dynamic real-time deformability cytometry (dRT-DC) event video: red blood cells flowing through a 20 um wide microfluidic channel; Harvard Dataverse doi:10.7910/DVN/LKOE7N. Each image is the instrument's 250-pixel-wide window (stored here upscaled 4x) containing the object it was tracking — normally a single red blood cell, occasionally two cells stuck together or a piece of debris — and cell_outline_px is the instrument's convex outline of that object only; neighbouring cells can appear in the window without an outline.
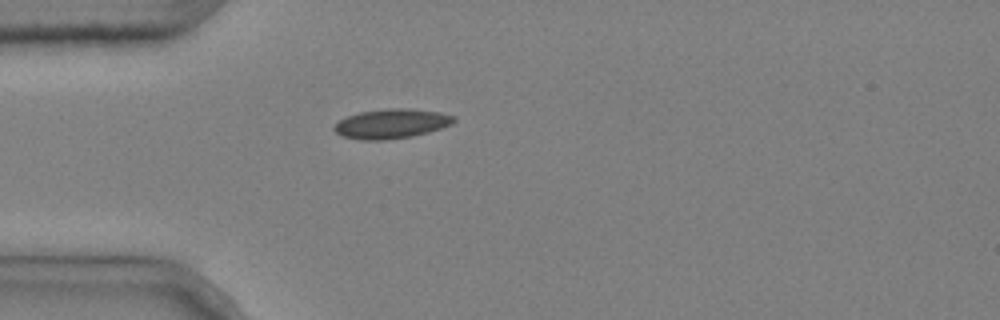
{"species": "common noctule bat (a hibernating species)", "species_latin": "Nyctalus noctula", "temperature_condition": "cold", "stored_images_in_passage": 1, "camera_frame_rate_fps": 3000, "um_per_image_px": 0.085, "animal": {"sex": "male", "body_mass_g": 20.4}, "frame": {"image": 1, "passage_image": 1, "time_ms": 0.0, "image_size_px": [1000, 320], "cell_outline_px": [[456, 120], [452, 124], [428, 132], [412, 136], [384, 140], [360, 140], [340, 136], [332, 128], [340, 120], [348, 116], [360, 112], [388, 108], [408, 108], [436, 112], [456, 116]], "centroid_in_image_um": [33.26, 10.52], "position_along_channel_um": 51.7, "area_um2": 20.52}}